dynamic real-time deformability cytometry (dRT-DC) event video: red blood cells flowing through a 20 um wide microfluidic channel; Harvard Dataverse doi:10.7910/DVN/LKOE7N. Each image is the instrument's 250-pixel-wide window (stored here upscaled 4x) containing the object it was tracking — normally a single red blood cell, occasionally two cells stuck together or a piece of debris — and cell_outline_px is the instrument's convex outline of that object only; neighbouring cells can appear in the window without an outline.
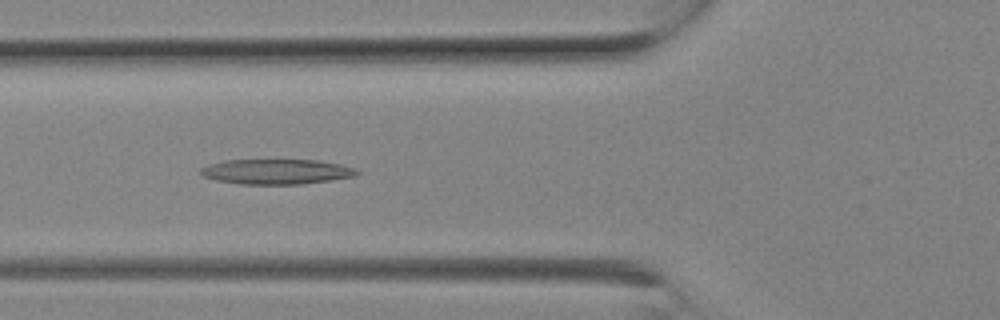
{"species": "Egyptian fruit bat (a non-hibernating species)", "species_latin": "Rousettus aegyptiacus", "temperature_condition": "room temperature", "stored_images_in_passage": 8, "camera_frame_rate_fps": 3000, "um_per_image_px": 0.085, "animal": {"sex": "female"}, "frame": {"image": 1, "passage_image": 7, "time_ms": 2.0, "image_size_px": [1000, 320], "cell_outline_px": [[360, 172], [356, 176], [332, 180], [304, 184], [240, 184], [216, 180], [200, 176], [200, 168], [208, 164], [224, 160], [316, 160], [340, 164], [356, 168]], "centroid_in_image_um": [23.49, 14.59], "position_along_channel_um": 102.3, "area_um2": 23.06}}
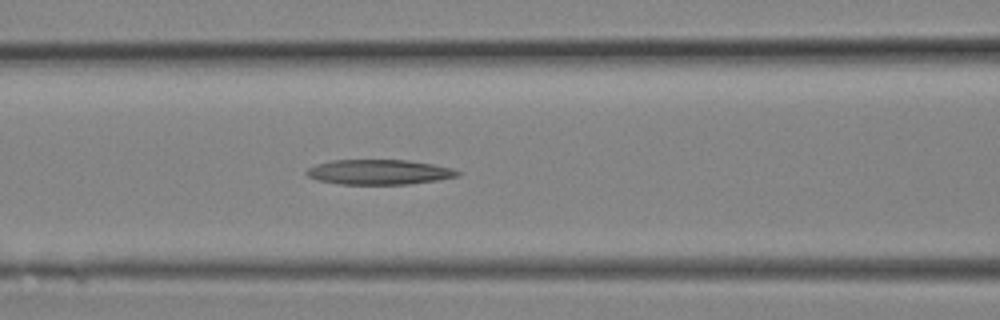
{"frame": {"image": 2, "passage_image": 8, "time_ms": 2.333, "image_size_px": [1000, 320], "cell_outline_px": [[460, 176], [440, 180], [408, 184], [340, 184], [316, 180], [308, 176], [304, 172], [308, 168], [316, 164], [332, 160], [408, 160], [436, 164], [452, 168], [460, 172]], "centroid_in_image_um": [32.24, 14.62], "position_along_channel_um": 134.4, "area_um2": 22.2}}